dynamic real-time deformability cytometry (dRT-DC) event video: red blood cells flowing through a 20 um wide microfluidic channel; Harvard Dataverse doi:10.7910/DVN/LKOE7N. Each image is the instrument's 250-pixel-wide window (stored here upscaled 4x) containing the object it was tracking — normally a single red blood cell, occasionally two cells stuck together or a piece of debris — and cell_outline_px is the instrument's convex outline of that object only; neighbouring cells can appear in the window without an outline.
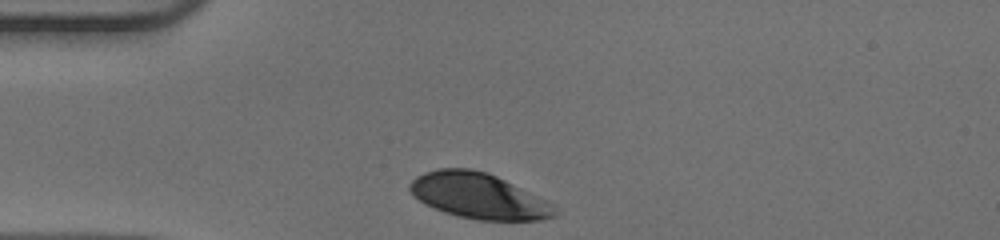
{"species": "human", "species_latin": "Homo sapiens", "temperature_condition": "warm", "stored_images_in_passage": 30, "camera_frame_rate_fps": 3000, "um_per_image_px": 0.085, "donor": {"sex": "male"}, "frame": {"image": 1, "passage_image": 1, "time_ms": 0.0, "image_size_px": [1000, 240], "cell_outline_px": [[556, 216], [540, 220], [476, 220], [444, 212], [424, 204], [412, 196], [408, 188], [408, 184], [416, 176], [424, 172], [436, 168], [472, 168], [488, 172], [548, 200], [556, 208]], "centroid_in_image_um": [40.66, 16.64], "position_along_channel_um": 44.3, "area_um2": 38.84}}
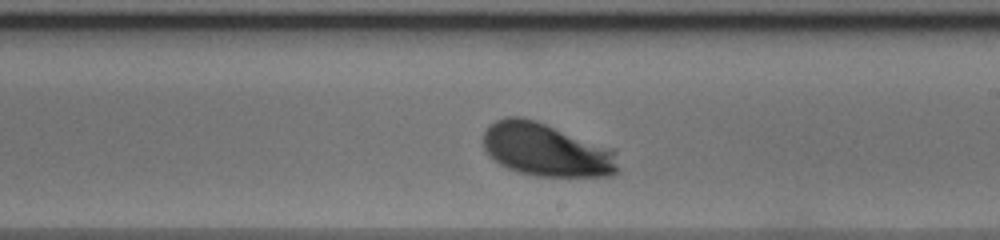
{"frame": {"image": 2, "passage_image": 18, "time_ms": 5.667, "image_size_px": [1000, 240], "cell_outline_px": [[616, 172], [612, 176], [536, 176], [520, 172], [508, 168], [500, 164], [488, 156], [484, 148], [484, 132], [496, 120], [504, 116], [520, 116], [536, 120], [616, 148]], "centroid_in_image_um": [46.46, 12.72], "position_along_channel_um": 242.5, "area_um2": 42.14}}
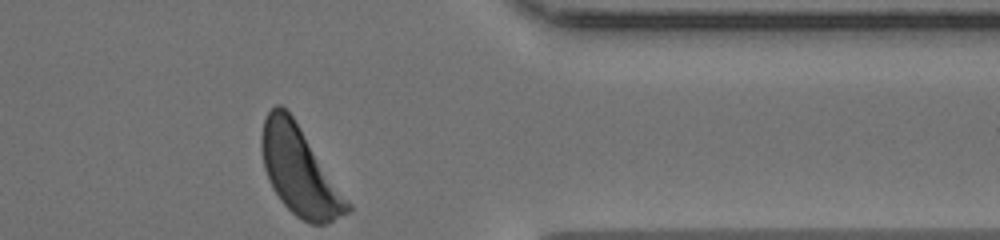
{"frame": {"image": 3, "passage_image": 30, "time_ms": 9.667, "image_size_px": [1000, 240], "cell_outline_px": [[352, 212], [324, 224], [312, 224], [296, 216], [280, 200], [272, 188], [268, 180], [264, 168], [260, 148], [260, 136], [264, 120], [268, 112], [276, 104], [280, 104], [292, 116], [352, 204]], "centroid_in_image_um": [25.45, 14.55], "position_along_channel_um": 385.9, "area_um2": 43.93}, "authors_computed_cell_mechanics": {"area_um2": 41.1825, "velocity_mm_per_s": 3.9267, "shape_relaxation_time_tau1_ms": 2.0105, "shape_relaxation_time_tau2_ms": null, "deformation_change_tau1": 0.1274, "deformation_change_tau2": null}}